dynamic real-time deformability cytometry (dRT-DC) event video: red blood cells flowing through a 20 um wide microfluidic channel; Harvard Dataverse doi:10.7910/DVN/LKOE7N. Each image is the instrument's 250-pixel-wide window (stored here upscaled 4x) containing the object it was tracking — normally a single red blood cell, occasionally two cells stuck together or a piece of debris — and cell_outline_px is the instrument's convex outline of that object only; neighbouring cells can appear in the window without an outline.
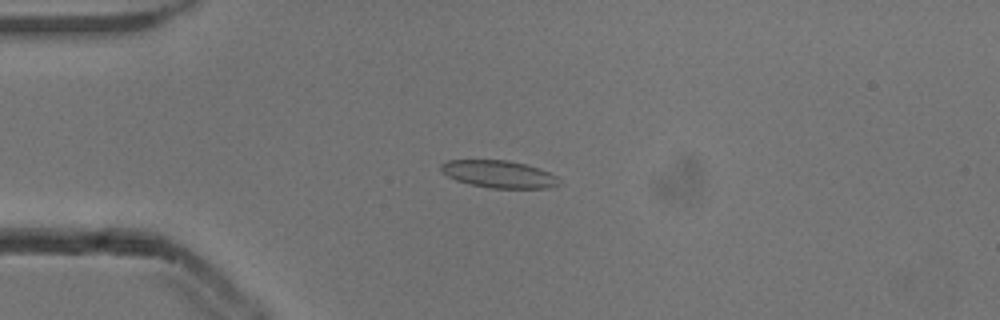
{"species": "common noctule bat (a hibernating species)", "species_latin": "Nyctalus noctula", "temperature_condition": "cold", "stored_images_in_passage": 53, "camera_frame_rate_fps": 3000, "um_per_image_px": 0.085, "animal": {"sex": "male", "body_mass_g": 13.3}, "frame": {"image": 1, "passage_image": 13, "time_ms": 4.0, "image_size_px": [1000, 320], "cell_outline_px": [[560, 184], [548, 188], [492, 188], [472, 184], [456, 180], [448, 176], [440, 168], [440, 164], [448, 160], [508, 160], [524, 164], [548, 172], [556, 176], [560, 180]], "centroid_in_image_um": [42.4, 14.8], "position_along_channel_um": 42.6, "area_um2": 18.55}}
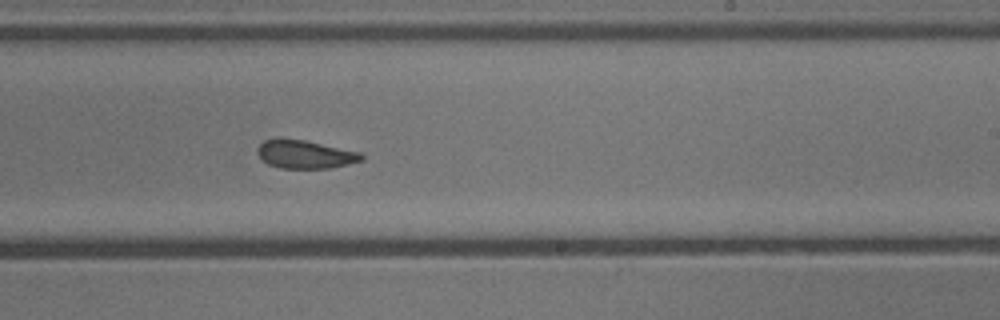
{"frame": {"image": 2, "passage_image": 32, "time_ms": 10.333, "image_size_px": [1000, 320], "cell_outline_px": [[364, 160], [332, 168], [280, 168], [268, 164], [256, 152], [256, 148], [264, 140], [304, 140], [360, 152], [364, 156]], "centroid_in_image_um": [25.97, 13.14], "position_along_channel_um": 263.0, "area_um2": 16.82}}
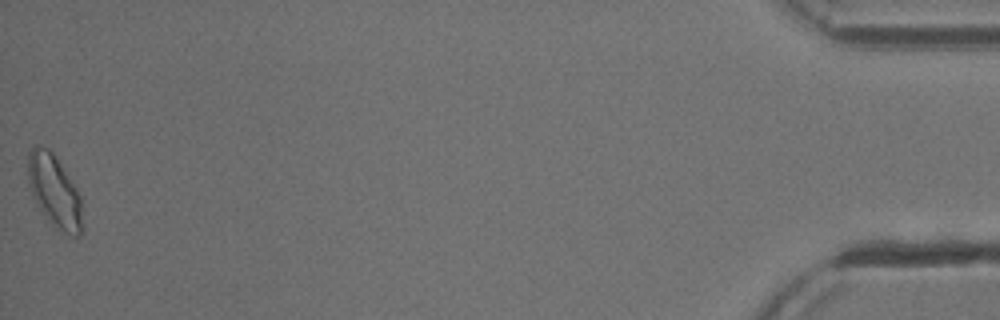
{"frame": {"image": 3, "passage_image": 53, "time_ms": 17.333, "image_size_px": [1000, 320], "cell_outline_px": [[84, 232], [80, 236], [72, 236], [64, 232], [48, 220], [36, 204], [28, 184], [28, 152], [32, 144], [40, 144], [48, 148], [52, 152], [76, 188], [80, 196]], "centroid_in_image_um": [4.62, 16.24], "position_along_channel_um": 430.6, "area_um2": 23.06}, "authors_computed_cell_mechanics": {"area_um2": 18.5538, "velocity_mm_per_s": 3.8448, "shape_relaxation_time_tau1_ms": 3.5465, "shape_relaxation_time_tau2_ms": 1.1552, "deformation_change_tau1": 0.105, "deformation_change_tau2": 0.0623}}